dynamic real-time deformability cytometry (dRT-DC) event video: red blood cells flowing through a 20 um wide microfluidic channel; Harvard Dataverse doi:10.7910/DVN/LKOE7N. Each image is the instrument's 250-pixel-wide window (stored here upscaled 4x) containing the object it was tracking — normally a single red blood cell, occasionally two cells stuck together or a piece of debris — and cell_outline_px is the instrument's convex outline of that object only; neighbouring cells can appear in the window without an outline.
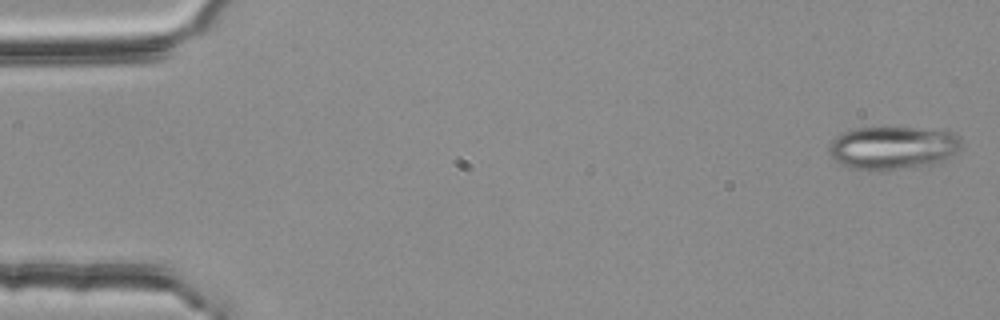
{"species": "common noctule bat (a hibernating species)", "species_latin": "Nyctalus noctula", "temperature_condition": "room temperature", "stored_images_in_passage": 54, "camera_frame_rate_fps": 3000, "um_per_image_px": 0.085, "animal": {"sex": "female", "body_mass_g": 25.1}, "frame": {"image": 1, "passage_image": 2, "time_ms": 0.333, "image_size_px": [1000, 320], "cell_outline_px": [[960, 148], [944, 160], [932, 164], [876, 172], [848, 168], [840, 164], [832, 156], [828, 148], [832, 140], [836, 136], [852, 128], [916, 128], [952, 132], [960, 140]], "centroid_in_image_um": [75.83, 12.58], "position_along_channel_um": 9.2, "area_um2": 33.18}}
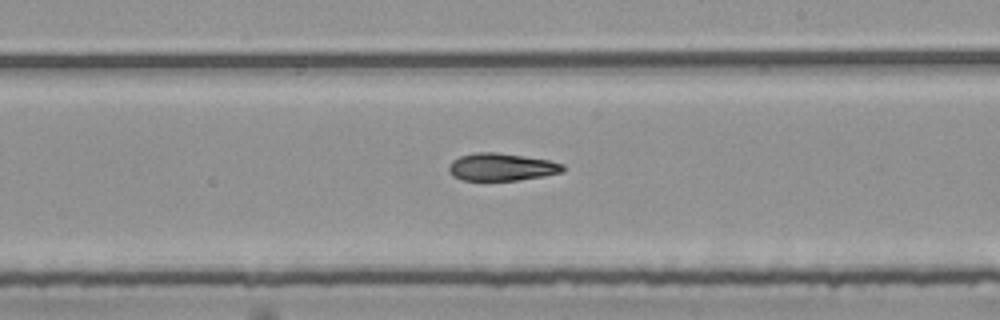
{"frame": {"image": 2, "passage_image": 32, "time_ms": 10.333, "image_size_px": [1000, 320], "cell_outline_px": [[564, 172], [544, 176], [516, 180], [464, 180], [452, 176], [448, 172], [448, 164], [452, 160], [460, 156], [476, 152], [496, 152], [524, 156], [548, 160], [564, 164]], "centroid_in_image_um": [42.61, 14.19], "position_along_channel_um": 246.4, "area_um2": 18.38}}
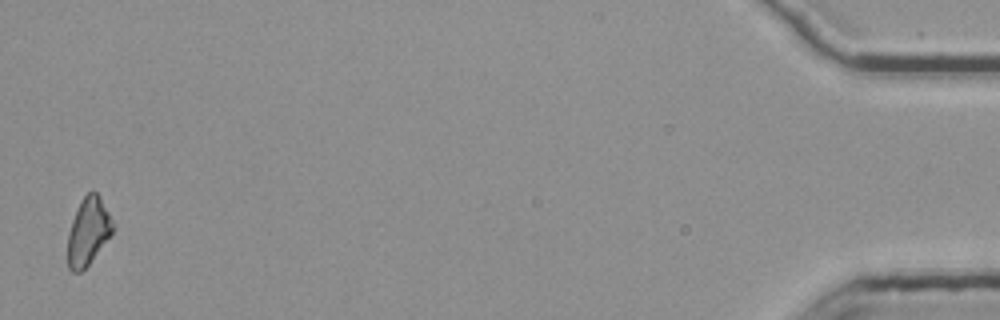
{"frame": {"image": 3, "passage_image": 54, "time_ms": 17.667, "image_size_px": [1000, 320], "cell_outline_px": [[116, 228], [88, 264], [80, 272], [72, 272], [68, 268], [68, 232], [76, 208], [80, 200], [88, 192], [96, 192], [100, 196], [116, 224]], "centroid_in_image_um": [7.51, 19.63], "position_along_channel_um": 427.7, "area_um2": 17.86}}